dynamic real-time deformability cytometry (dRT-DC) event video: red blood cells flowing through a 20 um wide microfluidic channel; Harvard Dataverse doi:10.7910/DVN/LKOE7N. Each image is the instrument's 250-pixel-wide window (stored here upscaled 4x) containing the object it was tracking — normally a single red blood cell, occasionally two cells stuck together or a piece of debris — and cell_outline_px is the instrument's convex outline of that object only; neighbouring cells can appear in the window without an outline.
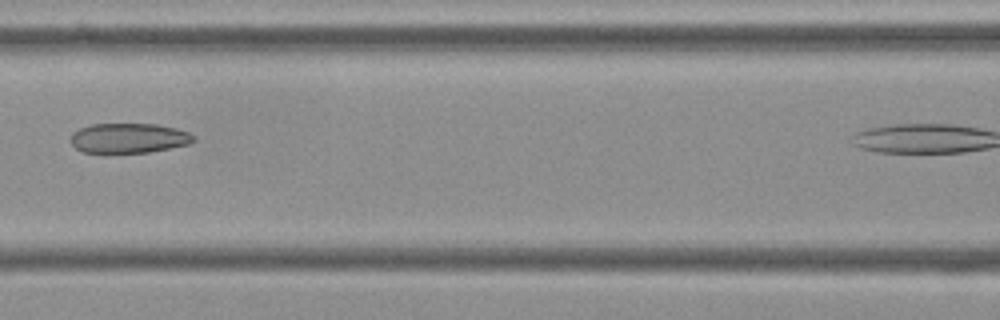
{"species": "Egyptian fruit bat (a non-hibernating species)", "species_latin": "Rousettus aegyptiacus", "temperature_condition": "cold", "stored_images_in_passage": 7, "camera_frame_rate_fps": 3000, "um_per_image_px": 0.085, "frame": {"image": 1, "passage_image": 5, "time_ms": 1.333, "image_size_px": [1000, 320], "cell_outline_px": [[196, 140], [188, 144], [148, 152], [104, 156], [84, 152], [76, 148], [68, 140], [72, 132], [80, 128], [92, 124], [156, 124], [176, 128], [188, 132], [196, 136]], "centroid_in_image_um": [10.87, 11.78], "position_along_channel_um": 155.7, "area_um2": 22.25}}
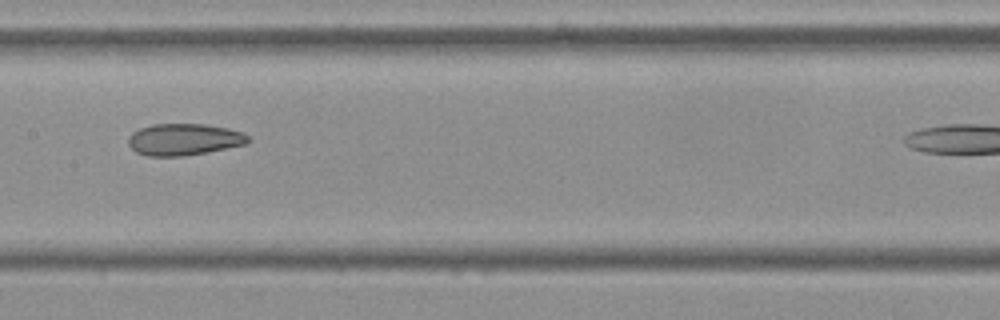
{"frame": {"image": 2, "passage_image": 6, "time_ms": 1.667, "image_size_px": [1000, 320], "cell_outline_px": [[252, 140], [244, 144], [208, 152], [180, 156], [148, 156], [136, 152], [128, 144], [128, 136], [132, 132], [140, 128], [152, 124], [204, 124], [228, 128], [240, 132], [248, 136]], "centroid_in_image_um": [15.61, 11.85], "position_along_channel_um": 191.8, "area_um2": 22.08}}